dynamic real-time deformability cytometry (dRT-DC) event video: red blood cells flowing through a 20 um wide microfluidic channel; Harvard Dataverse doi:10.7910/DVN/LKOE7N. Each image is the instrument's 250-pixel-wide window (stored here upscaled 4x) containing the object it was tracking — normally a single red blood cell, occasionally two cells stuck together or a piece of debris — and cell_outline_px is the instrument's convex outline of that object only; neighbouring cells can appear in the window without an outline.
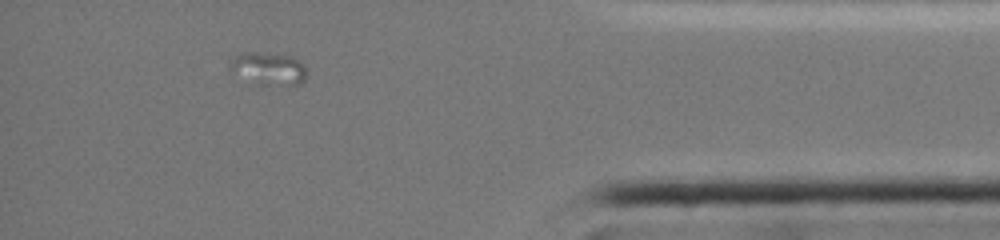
{"species": "common noctule bat (a hibernating species)", "species_latin": "Nyctalus noctula", "temperature_condition": "cold", "stored_images_in_passage": 48, "camera_frame_rate_fps": 3000, "um_per_image_px": 0.085, "animal": {"sex": "female", "body_mass_g": 19.0, "forearm_length_mm": 51.5}, "frame": {"image": 1, "passage_image": 43, "time_ms": 14.0, "image_size_px": [1000, 240], "cell_outline_px": [[304, 80], [300, 84], [296, 84], [228, 68], [228, 60], [244, 52], [256, 52], [292, 56], [304, 68]], "centroid_in_image_um": [22.88, 5.64], "position_along_channel_um": 412.3, "area_um2": 11.73}}